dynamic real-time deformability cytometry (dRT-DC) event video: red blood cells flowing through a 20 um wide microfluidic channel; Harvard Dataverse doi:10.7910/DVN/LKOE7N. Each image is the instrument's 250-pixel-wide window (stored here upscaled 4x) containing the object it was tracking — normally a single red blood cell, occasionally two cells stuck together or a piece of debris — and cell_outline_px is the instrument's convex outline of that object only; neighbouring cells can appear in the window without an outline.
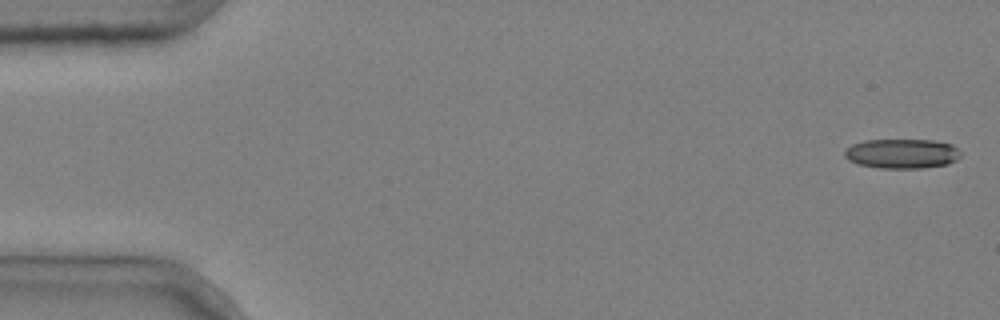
{"species": "common noctule bat (a hibernating species)", "species_latin": "Nyctalus noctula", "temperature_condition": "cold", "stored_images_in_passage": 5, "camera_frame_rate_fps": 3000, "um_per_image_px": 0.085, "animal": {"sex": "male", "body_mass_g": 20.4}, "frame": {"image": 1, "passage_image": 1, "time_ms": 0.0, "image_size_px": [1000, 320], "cell_outline_px": [[960, 156], [956, 160], [948, 164], [920, 168], [880, 168], [856, 164], [848, 160], [844, 156], [844, 152], [852, 144], [864, 140], [932, 140], [952, 144], [960, 152]], "centroid_in_image_um": [76.64, 13.06], "position_along_channel_um": 8.4, "area_um2": 20.06}}
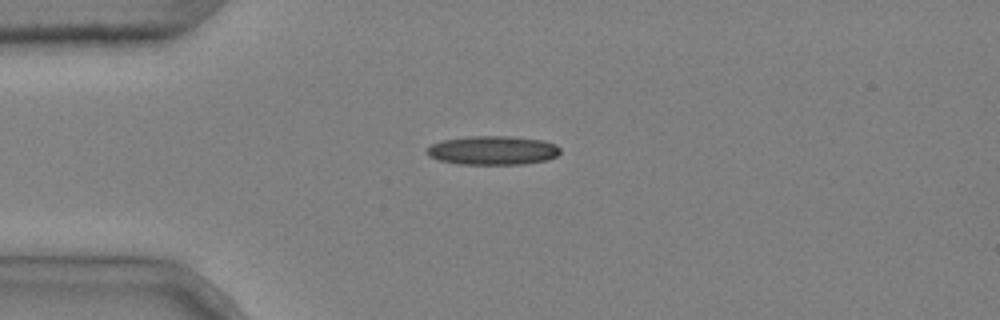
{"frame": {"image": 2, "passage_image": 4, "time_ms": 1.0, "image_size_px": [1000, 320], "cell_outline_px": [[560, 152], [556, 156], [548, 160], [524, 164], [460, 164], [440, 160], [428, 156], [428, 148], [432, 144], [444, 140], [472, 136], [512, 136], [544, 140], [556, 144], [560, 148]], "centroid_in_image_um": [41.95, 12.78], "position_along_channel_um": 43.1, "area_um2": 22.43}}